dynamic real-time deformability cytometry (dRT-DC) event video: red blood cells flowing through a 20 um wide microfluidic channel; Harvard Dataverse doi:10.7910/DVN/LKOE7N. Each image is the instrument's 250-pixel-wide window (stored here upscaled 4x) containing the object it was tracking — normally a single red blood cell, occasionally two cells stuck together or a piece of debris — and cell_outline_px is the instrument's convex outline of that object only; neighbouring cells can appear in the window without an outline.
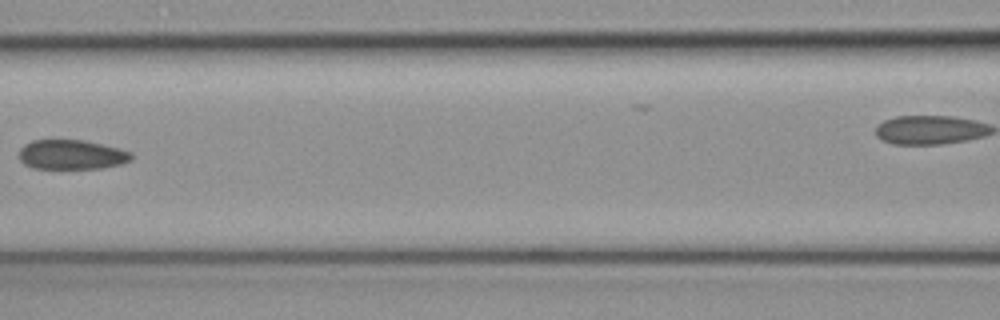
{"species": "common noctule bat (a hibernating species)", "species_latin": "Nyctalus noctula", "temperature_condition": "cold", "stored_images_in_passage": 6, "camera_frame_rate_fps": 3000, "um_per_image_px": 0.085, "animal": {"sex": "female", "body_mass_g": 19.3, "forearm_length_mm": 54.1}, "frame": {"image": 1, "passage_image": 5, "time_ms": 1.333, "image_size_px": [1000, 320], "cell_outline_px": [[132, 160], [124, 164], [104, 168], [32, 168], [24, 164], [20, 160], [20, 148], [24, 144], [32, 140], [84, 140], [120, 148], [132, 152]], "centroid_in_image_um": [6.13, 13.14], "position_along_channel_um": 160.5, "area_um2": 19.54}}